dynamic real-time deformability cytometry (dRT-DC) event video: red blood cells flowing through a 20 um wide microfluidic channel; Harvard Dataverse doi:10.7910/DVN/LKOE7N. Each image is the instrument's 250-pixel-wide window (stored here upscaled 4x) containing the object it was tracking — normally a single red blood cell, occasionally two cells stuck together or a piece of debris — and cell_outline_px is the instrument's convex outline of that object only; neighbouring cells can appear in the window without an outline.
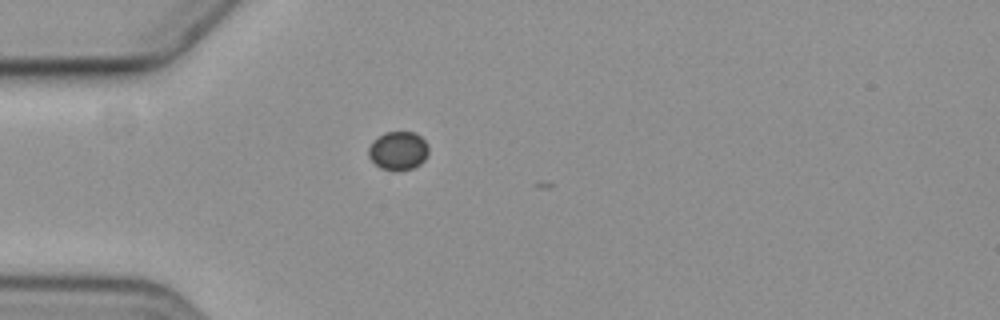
{"species": "common noctule bat (a hibernating species)", "species_latin": "Nyctalus noctula", "temperature_condition": "cold", "stored_images_in_passage": 2, "camera_frame_rate_fps": 3000, "um_per_image_px": 0.085, "animal": {"sex": "female", "body_mass_g": 19.3, "forearm_length_mm": 54.1}, "frame": {"image": 1, "passage_image": 1, "time_ms": 0.0, "image_size_px": [1000, 320], "cell_outline_px": [[428, 152], [424, 160], [420, 164], [412, 168], [380, 168], [368, 156], [368, 148], [372, 140], [384, 132], [416, 132], [428, 144]], "centroid_in_image_um": [33.84, 12.76], "position_along_channel_um": 51.2, "area_um2": 13.24}}